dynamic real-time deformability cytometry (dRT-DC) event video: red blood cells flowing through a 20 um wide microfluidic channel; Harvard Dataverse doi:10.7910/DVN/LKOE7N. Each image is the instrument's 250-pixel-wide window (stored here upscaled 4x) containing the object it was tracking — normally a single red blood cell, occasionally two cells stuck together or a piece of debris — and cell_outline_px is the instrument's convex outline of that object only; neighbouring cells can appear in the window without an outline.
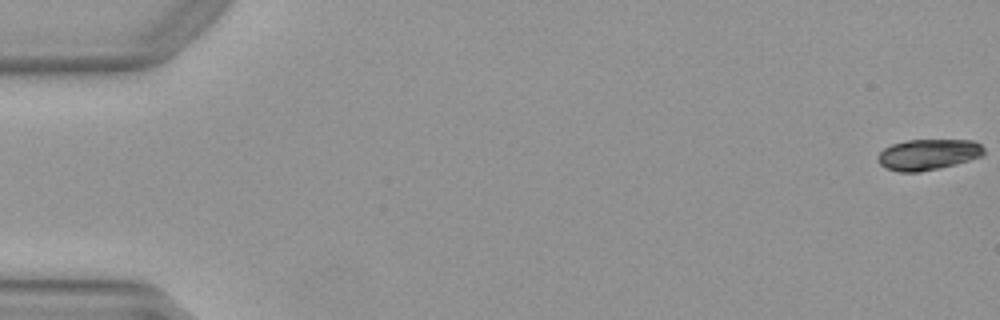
{"species": "Egyptian fruit bat (a non-hibernating species)", "species_latin": "Rousettus aegyptiacus", "temperature_condition": "warm", "stored_images_in_passage": 53, "camera_frame_rate_fps": 3000, "um_per_image_px": 0.085, "animal": {"sex": "female"}, "frame": {"image": 1, "passage_image": 1, "time_ms": 0.0, "image_size_px": [1000, 320], "cell_outline_px": [[984, 156], [956, 164], [920, 172], [900, 172], [884, 168], [876, 160], [876, 156], [884, 148], [892, 144], [908, 140], [972, 140], [980, 144], [984, 148]], "centroid_in_image_um": [78.87, 13.14], "position_along_channel_um": 6.1, "area_um2": 19.25}}
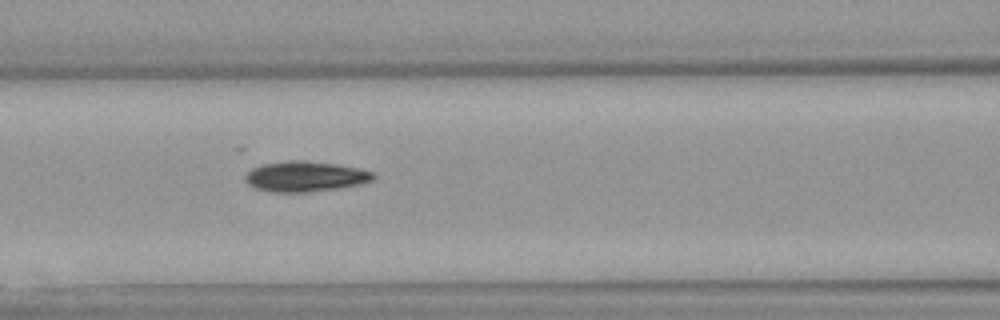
{"frame": {"image": 2, "passage_image": 23, "time_ms": 7.333, "image_size_px": [1000, 320], "cell_outline_px": [[376, 176], [372, 180], [360, 184], [340, 188], [304, 192], [272, 192], [256, 188], [248, 184], [244, 180], [244, 176], [252, 168], [260, 164], [288, 160], [304, 160], [336, 164], [360, 168], [372, 172]], "centroid_in_image_um": [25.92, 14.99], "position_along_channel_um": 140.7, "area_um2": 22.77}}
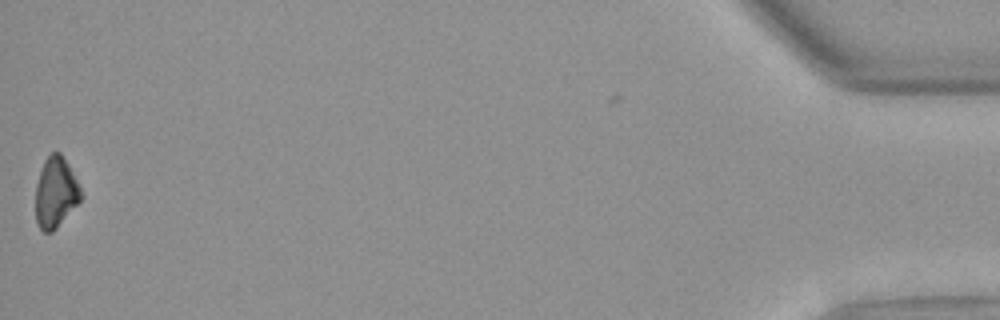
{"frame": {"image": 3, "passage_image": 52, "time_ms": 17.0, "image_size_px": [1000, 320], "cell_outline_px": [[84, 196], [56, 228], [52, 232], [44, 232], [40, 228], [36, 220], [36, 184], [44, 160], [52, 152], [60, 152], [68, 164]], "centroid_in_image_um": [4.73, 16.36], "position_along_channel_um": 430.5, "area_um2": 18.38}, "authors_computed_cell_mechanics": {"area_um2": 20.7502, "velocity_mm_per_s": 4.0084, "shape_relaxation_time_tau1_ms": 2.7262, "shape_relaxation_time_tau2_ms": null, "deformation_change_tau1": 0.1673, "deformation_change_tau2": null}}